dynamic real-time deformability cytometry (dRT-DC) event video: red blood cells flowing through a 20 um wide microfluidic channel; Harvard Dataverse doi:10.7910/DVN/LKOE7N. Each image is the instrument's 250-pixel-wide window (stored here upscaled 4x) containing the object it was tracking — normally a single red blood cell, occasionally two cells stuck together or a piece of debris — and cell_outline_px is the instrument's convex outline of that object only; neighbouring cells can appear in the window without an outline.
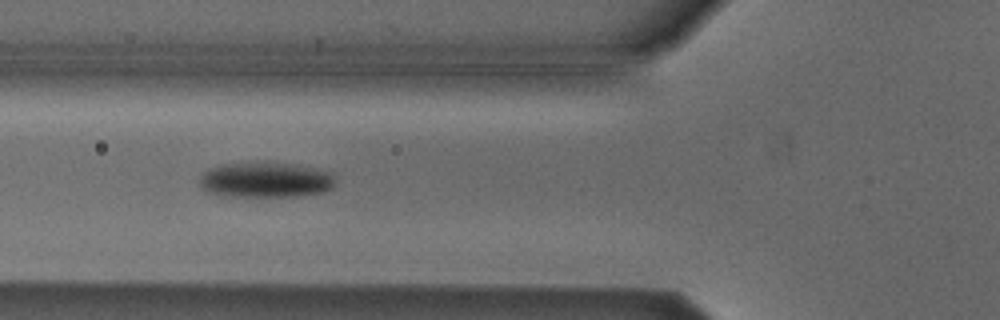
{"species": "Egyptian fruit bat (a non-hibernating species)", "species_latin": "Rousettus aegyptiacus", "temperature_condition": "cold", "stored_images_in_passage": 18, "camera_frame_rate_fps": 3000, "um_per_image_px": 0.085, "animal": {"sex": "male"}, "frame": {"image": 1, "passage_image": 6, "time_ms": 1.667, "image_size_px": [1000, 320], "cell_outline_px": [[336, 180], [332, 188], [324, 192], [296, 196], [220, 196], [208, 192], [200, 188], [200, 176], [204, 172], [220, 164], [268, 160], [292, 164], [332, 172]], "centroid_in_image_um": [22.56, 15.27], "position_along_channel_um": 103.2, "area_um2": 28.61}}
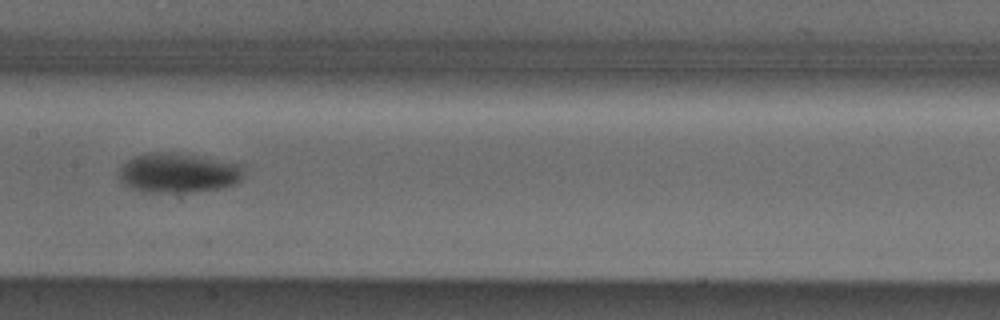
{"frame": {"image": 2, "passage_image": 13, "time_ms": 4.0, "image_size_px": [1000, 320], "cell_outline_px": [[244, 172], [240, 180], [236, 184], [220, 188], [192, 192], [144, 192], [120, 184], [116, 172], [128, 160], [136, 156], [148, 152], [172, 152], [244, 164]], "centroid_in_image_um": [15.12, 14.7], "position_along_channel_um": 192.3, "area_um2": 29.19}}
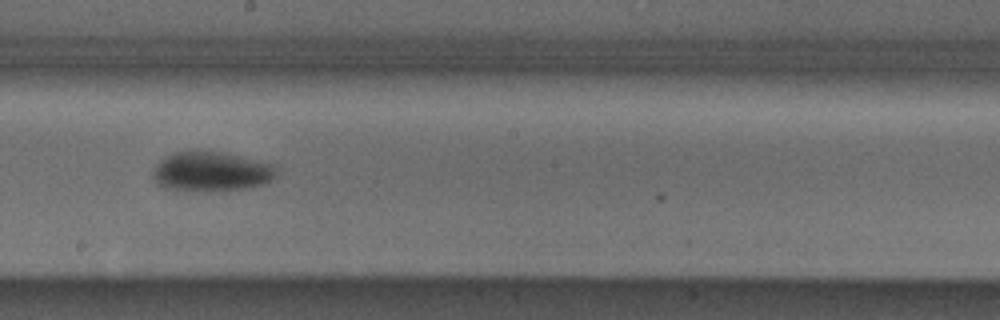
{"frame": {"image": 3, "passage_image": 16, "time_ms": 5.0, "image_size_px": [1000, 320], "cell_outline_px": [[276, 172], [264, 184], [252, 188], [204, 192], [184, 192], [164, 188], [152, 176], [152, 172], [156, 164], [164, 156], [172, 152], [220, 152], [240, 156], [272, 164]], "centroid_in_image_um": [17.88, 14.62], "position_along_channel_um": 230.3, "area_um2": 28.61}}